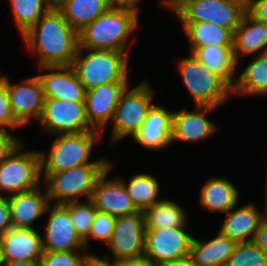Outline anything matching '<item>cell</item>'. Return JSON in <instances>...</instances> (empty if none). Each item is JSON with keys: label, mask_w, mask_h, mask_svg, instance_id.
I'll list each match as a JSON object with an SVG mask.
<instances>
[{"label": "cell", "mask_w": 267, "mask_h": 266, "mask_svg": "<svg viewBox=\"0 0 267 266\" xmlns=\"http://www.w3.org/2000/svg\"><path fill=\"white\" fill-rule=\"evenodd\" d=\"M38 67L71 66L78 50V33L58 9H49L21 36Z\"/></svg>", "instance_id": "obj_1"}, {"label": "cell", "mask_w": 267, "mask_h": 266, "mask_svg": "<svg viewBox=\"0 0 267 266\" xmlns=\"http://www.w3.org/2000/svg\"><path fill=\"white\" fill-rule=\"evenodd\" d=\"M139 11L134 6L112 5L78 32L79 48L114 50L130 55L128 41L138 29Z\"/></svg>", "instance_id": "obj_2"}, {"label": "cell", "mask_w": 267, "mask_h": 266, "mask_svg": "<svg viewBox=\"0 0 267 266\" xmlns=\"http://www.w3.org/2000/svg\"><path fill=\"white\" fill-rule=\"evenodd\" d=\"M48 154L39 151L41 173H57L85 164H109L106 158L90 160L94 146L103 138L100 131H86L79 134H57Z\"/></svg>", "instance_id": "obj_3"}, {"label": "cell", "mask_w": 267, "mask_h": 266, "mask_svg": "<svg viewBox=\"0 0 267 266\" xmlns=\"http://www.w3.org/2000/svg\"><path fill=\"white\" fill-rule=\"evenodd\" d=\"M129 57L125 52L78 47L71 67L87 91L108 83L129 81Z\"/></svg>", "instance_id": "obj_4"}, {"label": "cell", "mask_w": 267, "mask_h": 266, "mask_svg": "<svg viewBox=\"0 0 267 266\" xmlns=\"http://www.w3.org/2000/svg\"><path fill=\"white\" fill-rule=\"evenodd\" d=\"M178 58L176 66L194 106L219 108L232 98V88L192 54Z\"/></svg>", "instance_id": "obj_5"}, {"label": "cell", "mask_w": 267, "mask_h": 266, "mask_svg": "<svg viewBox=\"0 0 267 266\" xmlns=\"http://www.w3.org/2000/svg\"><path fill=\"white\" fill-rule=\"evenodd\" d=\"M108 164H85L57 173H41L50 204L90 200L97 178ZM54 202V203H53Z\"/></svg>", "instance_id": "obj_6"}, {"label": "cell", "mask_w": 267, "mask_h": 266, "mask_svg": "<svg viewBox=\"0 0 267 266\" xmlns=\"http://www.w3.org/2000/svg\"><path fill=\"white\" fill-rule=\"evenodd\" d=\"M154 90L147 79L141 80L132 89L130 85L122 93L115 108L110 145L114 146L122 139L133 136L139 131L153 103Z\"/></svg>", "instance_id": "obj_7"}, {"label": "cell", "mask_w": 267, "mask_h": 266, "mask_svg": "<svg viewBox=\"0 0 267 266\" xmlns=\"http://www.w3.org/2000/svg\"><path fill=\"white\" fill-rule=\"evenodd\" d=\"M24 148L25 141L0 164L2 197L26 192L42 184L39 151Z\"/></svg>", "instance_id": "obj_8"}, {"label": "cell", "mask_w": 267, "mask_h": 266, "mask_svg": "<svg viewBox=\"0 0 267 266\" xmlns=\"http://www.w3.org/2000/svg\"><path fill=\"white\" fill-rule=\"evenodd\" d=\"M247 13V0H189L174 14L180 22H210L232 34Z\"/></svg>", "instance_id": "obj_9"}, {"label": "cell", "mask_w": 267, "mask_h": 266, "mask_svg": "<svg viewBox=\"0 0 267 266\" xmlns=\"http://www.w3.org/2000/svg\"><path fill=\"white\" fill-rule=\"evenodd\" d=\"M37 124L48 135L79 134L94 129L88 124L84 101L44 98Z\"/></svg>", "instance_id": "obj_10"}, {"label": "cell", "mask_w": 267, "mask_h": 266, "mask_svg": "<svg viewBox=\"0 0 267 266\" xmlns=\"http://www.w3.org/2000/svg\"><path fill=\"white\" fill-rule=\"evenodd\" d=\"M187 228L146 229L144 256L159 266L189 257L194 235Z\"/></svg>", "instance_id": "obj_11"}, {"label": "cell", "mask_w": 267, "mask_h": 266, "mask_svg": "<svg viewBox=\"0 0 267 266\" xmlns=\"http://www.w3.org/2000/svg\"><path fill=\"white\" fill-rule=\"evenodd\" d=\"M145 219L143 211L117 216L113 233L106 248L115 261L144 256Z\"/></svg>", "instance_id": "obj_12"}, {"label": "cell", "mask_w": 267, "mask_h": 266, "mask_svg": "<svg viewBox=\"0 0 267 266\" xmlns=\"http://www.w3.org/2000/svg\"><path fill=\"white\" fill-rule=\"evenodd\" d=\"M45 214L49 216L42 235L43 251H86L84 241L76 233L70 214L62 204H49Z\"/></svg>", "instance_id": "obj_13"}, {"label": "cell", "mask_w": 267, "mask_h": 266, "mask_svg": "<svg viewBox=\"0 0 267 266\" xmlns=\"http://www.w3.org/2000/svg\"><path fill=\"white\" fill-rule=\"evenodd\" d=\"M7 93L16 121L22 126L31 125V120L39 121L43 109L44 96L37 75L23 82L11 83L6 75Z\"/></svg>", "instance_id": "obj_14"}, {"label": "cell", "mask_w": 267, "mask_h": 266, "mask_svg": "<svg viewBox=\"0 0 267 266\" xmlns=\"http://www.w3.org/2000/svg\"><path fill=\"white\" fill-rule=\"evenodd\" d=\"M130 81L104 84L85 92V112L88 124L103 133L110 125L122 93ZM109 123V124H108Z\"/></svg>", "instance_id": "obj_15"}, {"label": "cell", "mask_w": 267, "mask_h": 266, "mask_svg": "<svg viewBox=\"0 0 267 266\" xmlns=\"http://www.w3.org/2000/svg\"><path fill=\"white\" fill-rule=\"evenodd\" d=\"M109 161L108 168L97 178L91 201L97 211L107 213L112 216L130 215L137 212L124 183L116 176L108 178L112 166Z\"/></svg>", "instance_id": "obj_16"}, {"label": "cell", "mask_w": 267, "mask_h": 266, "mask_svg": "<svg viewBox=\"0 0 267 266\" xmlns=\"http://www.w3.org/2000/svg\"><path fill=\"white\" fill-rule=\"evenodd\" d=\"M216 107L194 106V110L183 108L173 113L171 143L197 142L205 140L219 130L218 124L209 115ZM210 113V114H209Z\"/></svg>", "instance_id": "obj_17"}, {"label": "cell", "mask_w": 267, "mask_h": 266, "mask_svg": "<svg viewBox=\"0 0 267 266\" xmlns=\"http://www.w3.org/2000/svg\"><path fill=\"white\" fill-rule=\"evenodd\" d=\"M173 113L167 107L154 104L144 123L133 136L136 144L150 151H162L172 145Z\"/></svg>", "instance_id": "obj_18"}, {"label": "cell", "mask_w": 267, "mask_h": 266, "mask_svg": "<svg viewBox=\"0 0 267 266\" xmlns=\"http://www.w3.org/2000/svg\"><path fill=\"white\" fill-rule=\"evenodd\" d=\"M39 69L42 73L37 77L40 80L44 98L85 100L86 90L71 66L39 67Z\"/></svg>", "instance_id": "obj_19"}, {"label": "cell", "mask_w": 267, "mask_h": 266, "mask_svg": "<svg viewBox=\"0 0 267 266\" xmlns=\"http://www.w3.org/2000/svg\"><path fill=\"white\" fill-rule=\"evenodd\" d=\"M7 201L12 226L24 229H38L34 223L45 215L46 208L50 204L44 185L10 195Z\"/></svg>", "instance_id": "obj_20"}, {"label": "cell", "mask_w": 267, "mask_h": 266, "mask_svg": "<svg viewBox=\"0 0 267 266\" xmlns=\"http://www.w3.org/2000/svg\"><path fill=\"white\" fill-rule=\"evenodd\" d=\"M5 262H39L42 254V235L39 229L12 227L0 236Z\"/></svg>", "instance_id": "obj_21"}, {"label": "cell", "mask_w": 267, "mask_h": 266, "mask_svg": "<svg viewBox=\"0 0 267 266\" xmlns=\"http://www.w3.org/2000/svg\"><path fill=\"white\" fill-rule=\"evenodd\" d=\"M237 205L239 204H236L224 215V221L218 231L238 243L252 241L254 233L265 219L266 214L264 211L261 213L253 202L243 206Z\"/></svg>", "instance_id": "obj_22"}, {"label": "cell", "mask_w": 267, "mask_h": 266, "mask_svg": "<svg viewBox=\"0 0 267 266\" xmlns=\"http://www.w3.org/2000/svg\"><path fill=\"white\" fill-rule=\"evenodd\" d=\"M267 48V24L255 20L248 12L233 33V57L241 66V56L264 54Z\"/></svg>", "instance_id": "obj_23"}, {"label": "cell", "mask_w": 267, "mask_h": 266, "mask_svg": "<svg viewBox=\"0 0 267 266\" xmlns=\"http://www.w3.org/2000/svg\"><path fill=\"white\" fill-rule=\"evenodd\" d=\"M238 188L225 176H212L205 181L199 193V204L203 210L226 214L239 203Z\"/></svg>", "instance_id": "obj_24"}, {"label": "cell", "mask_w": 267, "mask_h": 266, "mask_svg": "<svg viewBox=\"0 0 267 266\" xmlns=\"http://www.w3.org/2000/svg\"><path fill=\"white\" fill-rule=\"evenodd\" d=\"M212 239L200 240L193 237L190 255L197 266H225L238 242L221 234L219 231Z\"/></svg>", "instance_id": "obj_25"}, {"label": "cell", "mask_w": 267, "mask_h": 266, "mask_svg": "<svg viewBox=\"0 0 267 266\" xmlns=\"http://www.w3.org/2000/svg\"><path fill=\"white\" fill-rule=\"evenodd\" d=\"M190 54L231 88L234 86L239 73L233 57V46L190 47Z\"/></svg>", "instance_id": "obj_26"}, {"label": "cell", "mask_w": 267, "mask_h": 266, "mask_svg": "<svg viewBox=\"0 0 267 266\" xmlns=\"http://www.w3.org/2000/svg\"><path fill=\"white\" fill-rule=\"evenodd\" d=\"M253 97L267 95V55L260 54L253 57L245 69L236 76L232 87V97Z\"/></svg>", "instance_id": "obj_27"}, {"label": "cell", "mask_w": 267, "mask_h": 266, "mask_svg": "<svg viewBox=\"0 0 267 266\" xmlns=\"http://www.w3.org/2000/svg\"><path fill=\"white\" fill-rule=\"evenodd\" d=\"M112 5L110 0H66L58 10L78 33Z\"/></svg>", "instance_id": "obj_28"}, {"label": "cell", "mask_w": 267, "mask_h": 266, "mask_svg": "<svg viewBox=\"0 0 267 266\" xmlns=\"http://www.w3.org/2000/svg\"><path fill=\"white\" fill-rule=\"evenodd\" d=\"M190 47L233 46V34L210 22H179Z\"/></svg>", "instance_id": "obj_29"}, {"label": "cell", "mask_w": 267, "mask_h": 266, "mask_svg": "<svg viewBox=\"0 0 267 266\" xmlns=\"http://www.w3.org/2000/svg\"><path fill=\"white\" fill-rule=\"evenodd\" d=\"M145 228L187 227L188 218L185 210L175 200L161 198L144 212Z\"/></svg>", "instance_id": "obj_30"}, {"label": "cell", "mask_w": 267, "mask_h": 266, "mask_svg": "<svg viewBox=\"0 0 267 266\" xmlns=\"http://www.w3.org/2000/svg\"><path fill=\"white\" fill-rule=\"evenodd\" d=\"M124 183L128 195L138 211H145L160 199V184L158 178L150 173L132 175L128 180L118 176Z\"/></svg>", "instance_id": "obj_31"}, {"label": "cell", "mask_w": 267, "mask_h": 266, "mask_svg": "<svg viewBox=\"0 0 267 266\" xmlns=\"http://www.w3.org/2000/svg\"><path fill=\"white\" fill-rule=\"evenodd\" d=\"M19 36L25 34L50 8L46 0H9Z\"/></svg>", "instance_id": "obj_32"}, {"label": "cell", "mask_w": 267, "mask_h": 266, "mask_svg": "<svg viewBox=\"0 0 267 266\" xmlns=\"http://www.w3.org/2000/svg\"><path fill=\"white\" fill-rule=\"evenodd\" d=\"M69 212L73 226L78 236L84 241L91 230L96 208L91 200L67 202L62 204Z\"/></svg>", "instance_id": "obj_33"}, {"label": "cell", "mask_w": 267, "mask_h": 266, "mask_svg": "<svg viewBox=\"0 0 267 266\" xmlns=\"http://www.w3.org/2000/svg\"><path fill=\"white\" fill-rule=\"evenodd\" d=\"M225 266H267V256L252 241L238 243Z\"/></svg>", "instance_id": "obj_34"}, {"label": "cell", "mask_w": 267, "mask_h": 266, "mask_svg": "<svg viewBox=\"0 0 267 266\" xmlns=\"http://www.w3.org/2000/svg\"><path fill=\"white\" fill-rule=\"evenodd\" d=\"M116 217L96 211L94 220L91 225V230L88 237L84 240L85 249L89 250V240L96 239L103 242L104 245L109 242L113 233Z\"/></svg>", "instance_id": "obj_35"}, {"label": "cell", "mask_w": 267, "mask_h": 266, "mask_svg": "<svg viewBox=\"0 0 267 266\" xmlns=\"http://www.w3.org/2000/svg\"><path fill=\"white\" fill-rule=\"evenodd\" d=\"M20 127L22 126L16 121L11 109L6 87V74L0 71V130L14 132Z\"/></svg>", "instance_id": "obj_36"}, {"label": "cell", "mask_w": 267, "mask_h": 266, "mask_svg": "<svg viewBox=\"0 0 267 266\" xmlns=\"http://www.w3.org/2000/svg\"><path fill=\"white\" fill-rule=\"evenodd\" d=\"M80 252V253H79ZM85 251L47 252L39 260V266H82Z\"/></svg>", "instance_id": "obj_37"}, {"label": "cell", "mask_w": 267, "mask_h": 266, "mask_svg": "<svg viewBox=\"0 0 267 266\" xmlns=\"http://www.w3.org/2000/svg\"><path fill=\"white\" fill-rule=\"evenodd\" d=\"M13 132L0 130V164L23 142Z\"/></svg>", "instance_id": "obj_38"}, {"label": "cell", "mask_w": 267, "mask_h": 266, "mask_svg": "<svg viewBox=\"0 0 267 266\" xmlns=\"http://www.w3.org/2000/svg\"><path fill=\"white\" fill-rule=\"evenodd\" d=\"M247 12L255 20L267 24V0H247Z\"/></svg>", "instance_id": "obj_39"}, {"label": "cell", "mask_w": 267, "mask_h": 266, "mask_svg": "<svg viewBox=\"0 0 267 266\" xmlns=\"http://www.w3.org/2000/svg\"><path fill=\"white\" fill-rule=\"evenodd\" d=\"M106 258L103 259L97 254L89 253V250H86L83 257L82 266H118V261H115L111 257L109 258L108 253L104 255ZM109 259L112 261H109Z\"/></svg>", "instance_id": "obj_40"}, {"label": "cell", "mask_w": 267, "mask_h": 266, "mask_svg": "<svg viewBox=\"0 0 267 266\" xmlns=\"http://www.w3.org/2000/svg\"><path fill=\"white\" fill-rule=\"evenodd\" d=\"M12 227L7 197H2L0 199V236Z\"/></svg>", "instance_id": "obj_41"}, {"label": "cell", "mask_w": 267, "mask_h": 266, "mask_svg": "<svg viewBox=\"0 0 267 266\" xmlns=\"http://www.w3.org/2000/svg\"><path fill=\"white\" fill-rule=\"evenodd\" d=\"M252 242L256 244L267 256V217L260 223L254 233Z\"/></svg>", "instance_id": "obj_42"}, {"label": "cell", "mask_w": 267, "mask_h": 266, "mask_svg": "<svg viewBox=\"0 0 267 266\" xmlns=\"http://www.w3.org/2000/svg\"><path fill=\"white\" fill-rule=\"evenodd\" d=\"M118 266H159L151 259L142 256L139 258L125 259L118 261Z\"/></svg>", "instance_id": "obj_43"}, {"label": "cell", "mask_w": 267, "mask_h": 266, "mask_svg": "<svg viewBox=\"0 0 267 266\" xmlns=\"http://www.w3.org/2000/svg\"><path fill=\"white\" fill-rule=\"evenodd\" d=\"M189 0H161L162 7L168 8L173 13H175L179 8H181Z\"/></svg>", "instance_id": "obj_44"}, {"label": "cell", "mask_w": 267, "mask_h": 266, "mask_svg": "<svg viewBox=\"0 0 267 266\" xmlns=\"http://www.w3.org/2000/svg\"><path fill=\"white\" fill-rule=\"evenodd\" d=\"M161 266H197V265L193 263V261L190 257H186V258L181 259V260H176L173 262L165 263Z\"/></svg>", "instance_id": "obj_45"}, {"label": "cell", "mask_w": 267, "mask_h": 266, "mask_svg": "<svg viewBox=\"0 0 267 266\" xmlns=\"http://www.w3.org/2000/svg\"><path fill=\"white\" fill-rule=\"evenodd\" d=\"M113 5H128L134 6L140 9V4L142 0H110Z\"/></svg>", "instance_id": "obj_46"}, {"label": "cell", "mask_w": 267, "mask_h": 266, "mask_svg": "<svg viewBox=\"0 0 267 266\" xmlns=\"http://www.w3.org/2000/svg\"><path fill=\"white\" fill-rule=\"evenodd\" d=\"M3 266H39V262L12 261L5 262Z\"/></svg>", "instance_id": "obj_47"}, {"label": "cell", "mask_w": 267, "mask_h": 266, "mask_svg": "<svg viewBox=\"0 0 267 266\" xmlns=\"http://www.w3.org/2000/svg\"><path fill=\"white\" fill-rule=\"evenodd\" d=\"M66 0H46L50 9H58Z\"/></svg>", "instance_id": "obj_48"}, {"label": "cell", "mask_w": 267, "mask_h": 266, "mask_svg": "<svg viewBox=\"0 0 267 266\" xmlns=\"http://www.w3.org/2000/svg\"><path fill=\"white\" fill-rule=\"evenodd\" d=\"M4 263L5 261H4V256H3V250H2L1 243H0V266H3Z\"/></svg>", "instance_id": "obj_49"}, {"label": "cell", "mask_w": 267, "mask_h": 266, "mask_svg": "<svg viewBox=\"0 0 267 266\" xmlns=\"http://www.w3.org/2000/svg\"><path fill=\"white\" fill-rule=\"evenodd\" d=\"M265 182H266V185H265L266 186V191H265L266 192V199H265L266 200L265 201L266 207H265V210H263V211H265V214H266V217H267V170H266V181Z\"/></svg>", "instance_id": "obj_50"}]
</instances>
